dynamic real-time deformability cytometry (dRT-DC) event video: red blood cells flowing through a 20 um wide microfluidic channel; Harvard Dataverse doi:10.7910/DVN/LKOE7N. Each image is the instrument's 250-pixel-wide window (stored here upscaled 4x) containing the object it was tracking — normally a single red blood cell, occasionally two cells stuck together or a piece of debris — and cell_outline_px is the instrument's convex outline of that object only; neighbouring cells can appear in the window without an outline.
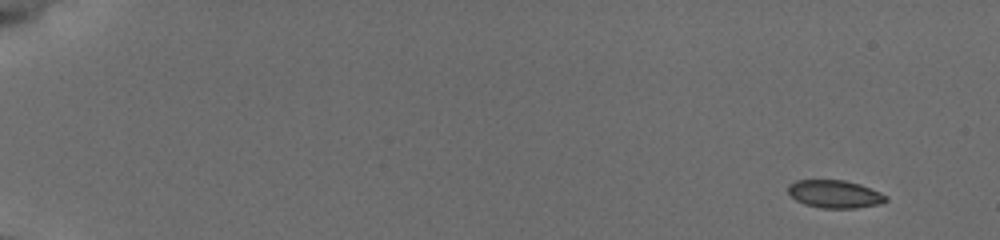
{"species": "common noctule bat (a hibernating species)", "species_latin": "Nyctalus noctula", "temperature_condition": "cold", "stored_images_in_passage": 53, "camera_frame_rate_fps": 3000, "um_per_image_px": 0.085, "animal": {"sex": "female", "body_mass_g": 19.5, "forearm_length_mm": 54.1}, "frame": {"image": 1, "passage_image": 1, "time_ms": 0.0, "image_size_px": [1000, 240], "cell_outline_px": [[888, 200], [880, 204], [856, 208], [820, 208], [804, 204], [796, 200], [788, 192], [788, 184], [796, 180], [844, 180], [860, 184], [880, 192], [888, 196]], "centroid_in_image_um": [70.96, 16.49], "position_along_channel_um": 14.0, "area_um2": 15.95}}
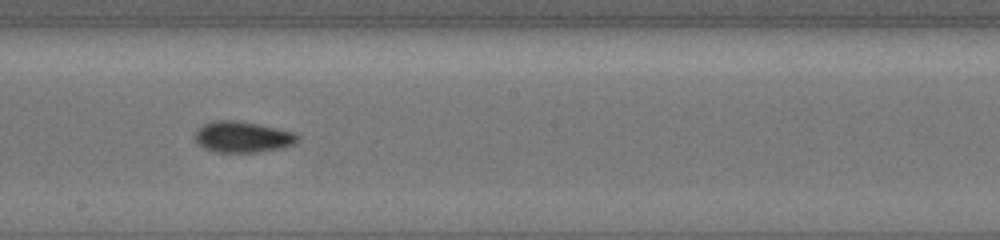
{"frame": {"image": 2, "passage_image": 31, "time_ms": 10.0, "image_size_px": [1000, 240], "cell_outline_px": [[300, 140], [284, 148], [256, 152], [216, 152], [204, 148], [192, 136], [204, 124], [212, 120], [236, 120], [260, 124], [296, 132], [300, 136]], "centroid_in_image_um": [20.66, 11.63], "position_along_channel_um": 227.5, "area_um2": 18.79}}
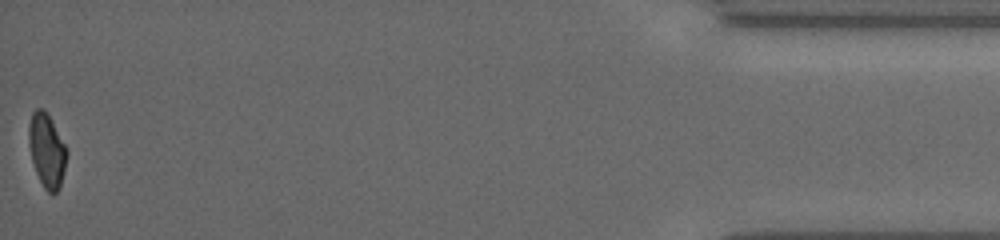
{"frame": {"image": 3, "passage_image": 53, "time_ms": 17.333, "image_size_px": [1000, 240], "cell_outline_px": [[68, 156], [60, 188], [52, 196], [44, 188], [36, 172], [32, 160], [28, 144], [28, 124], [32, 112], [36, 108], [44, 108], [48, 112], [68, 148]], "centroid_in_image_um": [4.0, 12.75], "position_along_channel_um": 431.2, "area_um2": 16.94}, "authors_computed_cell_mechanics": {"area_um2": 17.2244, "velocity_mm_per_s": 3.8353, "shape_relaxation_time_tau1_ms": 6.0082, "shape_relaxation_time_tau2_ms": 7.3783, "deformation_change_tau1": 0.1154, "deformation_change_tau2": 0.0903}}